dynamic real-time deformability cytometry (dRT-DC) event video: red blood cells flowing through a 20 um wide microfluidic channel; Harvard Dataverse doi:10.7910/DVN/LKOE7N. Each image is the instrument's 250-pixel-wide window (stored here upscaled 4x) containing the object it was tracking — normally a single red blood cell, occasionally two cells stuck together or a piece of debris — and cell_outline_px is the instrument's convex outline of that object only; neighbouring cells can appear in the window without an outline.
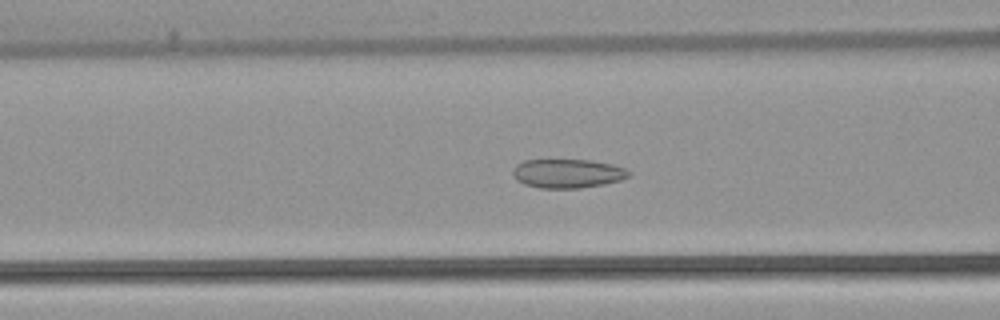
{"species": "common noctule bat (a hibernating species)", "species_latin": "Nyctalus noctula", "temperature_condition": "warm", "stored_images_in_passage": 54, "camera_frame_rate_fps": 3000, "um_per_image_px": 0.085, "animal": {"sex": "female", "body_mass_g": 22.7, "forearm_length_mm": 54.2}, "frame": {"image": 1, "passage_image": 22, "time_ms": 7.0, "image_size_px": [1000, 320], "cell_outline_px": [[632, 172], [628, 176], [620, 180], [604, 184], [580, 188], [540, 188], [524, 184], [516, 180], [512, 172], [512, 168], [516, 164], [524, 160], [592, 160], [612, 164], [624, 168]], "centroid_in_image_um": [48.22, 14.74], "position_along_channel_um": 118.4, "area_um2": 19.65}}
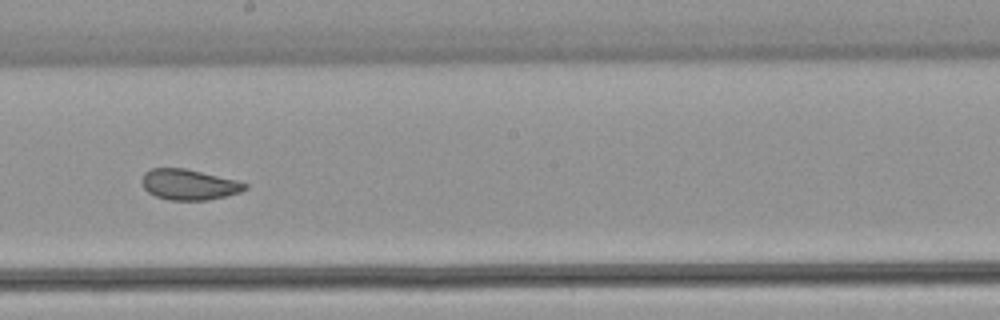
{"frame": {"image": 2, "passage_image": 31, "time_ms": 10.0, "image_size_px": [1000, 320], "cell_outline_px": [[248, 188], [240, 192], [208, 200], [168, 200], [156, 196], [148, 192], [144, 188], [140, 180], [144, 172], [152, 168], [184, 168], [236, 180], [248, 184]], "centroid_in_image_um": [16.03, 15.69], "position_along_channel_um": 232.2, "area_um2": 18.38}}
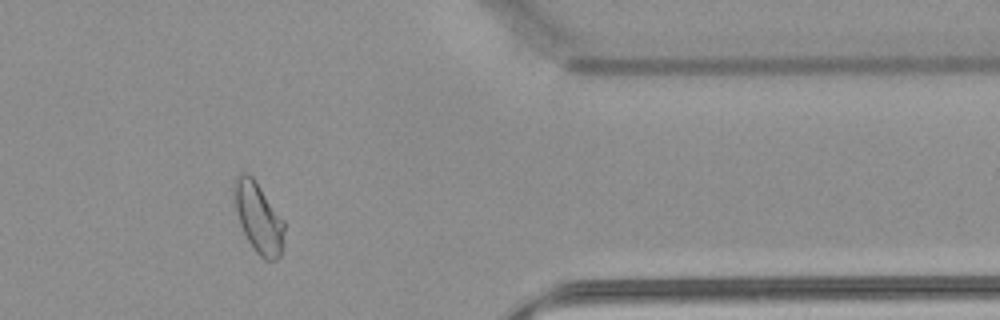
{"frame": {"image": 3, "passage_image": 45, "time_ms": 14.667, "image_size_px": [1000, 320], "cell_outline_px": [[284, 232], [280, 256], [276, 260], [264, 260], [252, 248], [240, 224], [232, 192], [232, 184], [236, 176], [240, 172], [248, 172], [256, 180], [284, 220]], "centroid_in_image_um": [21.95, 18.45], "position_along_channel_um": 389.5, "area_um2": 20.75}, "authors_computed_cell_mechanics": {"area_um2": 21.5016, "velocity_mm_per_s": 3.8043, "shape_relaxation_time_tau1_ms": null, "shape_relaxation_time_tau2_ms": 1.0497, "deformation_change_tau1": null, "deformation_change_tau2": 0.0555}}